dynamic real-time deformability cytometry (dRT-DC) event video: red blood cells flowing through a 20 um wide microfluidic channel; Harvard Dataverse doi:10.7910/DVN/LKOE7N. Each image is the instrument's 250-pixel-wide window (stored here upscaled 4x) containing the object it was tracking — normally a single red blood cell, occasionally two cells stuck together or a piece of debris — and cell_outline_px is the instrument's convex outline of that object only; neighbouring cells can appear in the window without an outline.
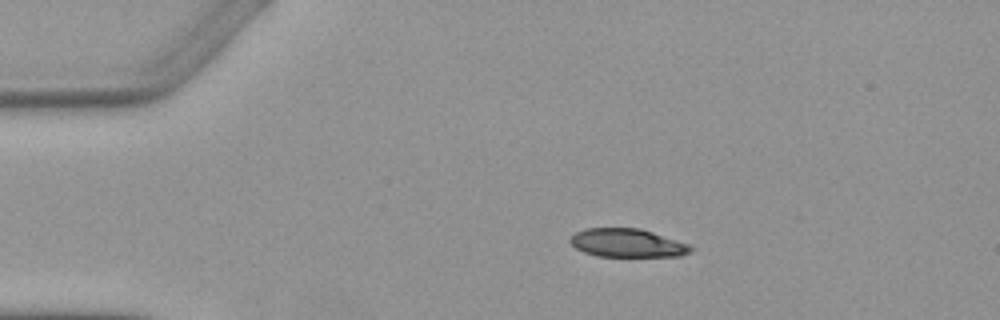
{"species": "Egyptian fruit bat (a non-hibernating species)", "species_latin": "Rousettus aegyptiacus", "temperature_condition": "warm", "stored_images_in_passage": 3, "camera_frame_rate_fps": 3000, "um_per_image_px": 0.085, "animal": {"sex": "female"}, "frame": {"image": 1, "passage_image": 1, "time_ms": 0.0, "image_size_px": [1000, 320], "cell_outline_px": [[692, 252], [680, 256], [596, 256], [584, 252], [576, 248], [568, 240], [576, 232], [584, 228], [640, 228], [688, 244], [692, 248]], "centroid_in_image_um": [53.3, 20.65], "position_along_channel_um": 31.7, "area_um2": 19.83}}
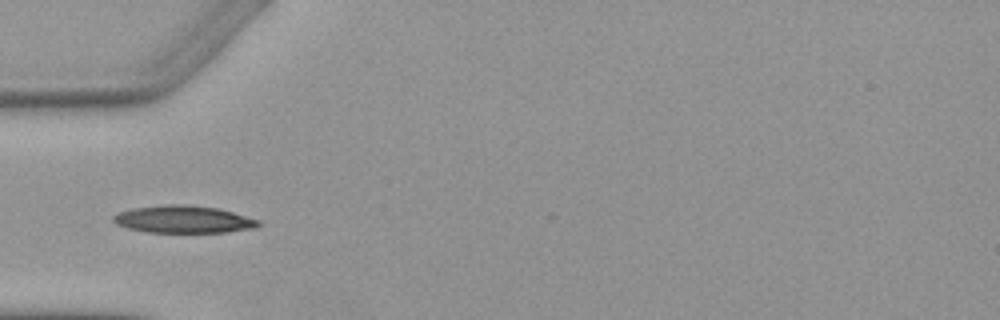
{"frame": {"image": 2, "passage_image": 3, "time_ms": 2.333, "image_size_px": [1000, 320], "cell_outline_px": [[260, 224], [256, 228], [224, 232], [148, 232], [128, 228], [116, 224], [112, 220], [112, 216], [120, 212], [132, 208], [168, 204], [188, 204], [220, 208], [260, 220]], "centroid_in_image_um": [15.61, 18.63], "position_along_channel_um": 69.4, "area_um2": 23.24}}